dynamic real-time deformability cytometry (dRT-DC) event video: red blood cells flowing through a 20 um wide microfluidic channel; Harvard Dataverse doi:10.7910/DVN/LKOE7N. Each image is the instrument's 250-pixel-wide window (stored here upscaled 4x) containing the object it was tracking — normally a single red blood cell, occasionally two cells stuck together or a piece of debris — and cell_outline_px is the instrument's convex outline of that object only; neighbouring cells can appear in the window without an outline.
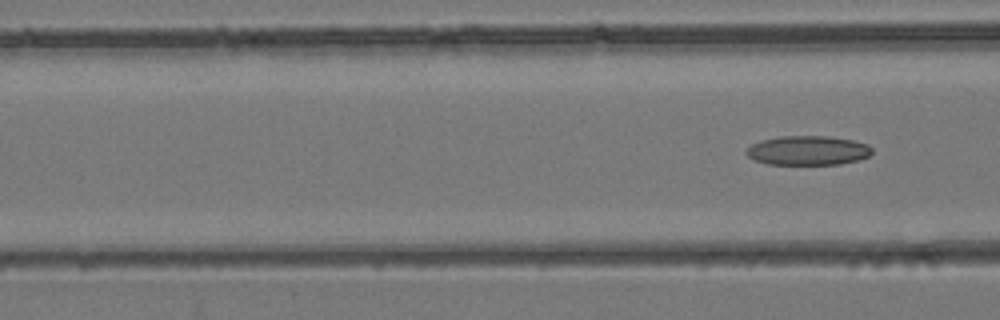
{"species": "common noctule bat (a hibernating species)", "species_latin": "Nyctalus noctula", "temperature_condition": "room temperature", "stored_images_in_passage": 6, "camera_frame_rate_fps": 3000, "um_per_image_px": 0.085, "animal": {"sex": "female", "body_mass_g": 24.6, "forearm_length_mm": 56.2}, "frame": {"image": 1, "passage_image": 6, "time_ms": 1.667, "image_size_px": [1000, 320], "cell_outline_px": [[872, 152], [868, 156], [860, 160], [840, 164], [768, 164], [756, 160], [748, 156], [744, 152], [752, 144], [760, 140], [780, 136], [828, 136], [852, 140], [868, 144], [872, 148]], "centroid_in_image_um": [68.68, 12.78], "position_along_channel_um": 97.9, "area_um2": 21.5}}